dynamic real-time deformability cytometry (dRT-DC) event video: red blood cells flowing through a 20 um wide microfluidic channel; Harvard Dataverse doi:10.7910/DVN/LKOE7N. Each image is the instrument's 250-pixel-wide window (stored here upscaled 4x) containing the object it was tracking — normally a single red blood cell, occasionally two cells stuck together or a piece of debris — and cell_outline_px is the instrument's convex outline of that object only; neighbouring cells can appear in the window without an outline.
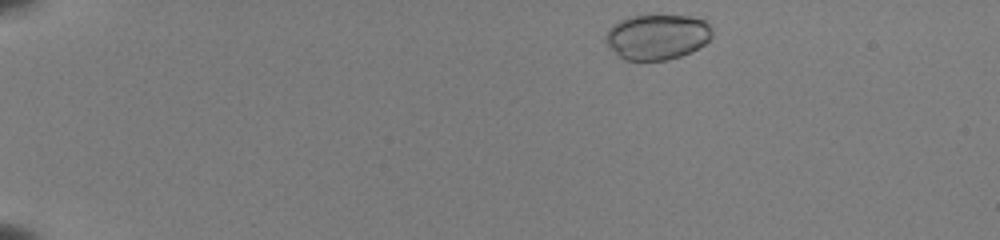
{"species": "common noctule bat (a hibernating species)", "species_latin": "Nyctalus noctula", "temperature_condition": "room temperature", "stored_images_in_passage": 45, "camera_frame_rate_fps": 3000, "um_per_image_px": 0.085, "animal": {"sex": "female", "body_mass_g": 22.0, "forearm_length_mm": 56.7}, "frame": {"image": 1, "passage_image": 2, "time_ms": 0.333, "image_size_px": [1000, 240], "cell_outline_px": [[712, 36], [704, 44], [692, 52], [668, 60], [624, 60], [616, 56], [604, 40], [604, 36], [608, 28], [612, 24], [628, 16], [688, 16], [704, 20], [712, 28]], "centroid_in_image_um": [55.81, 3.14], "position_along_channel_um": 29.2, "area_um2": 28.38}}
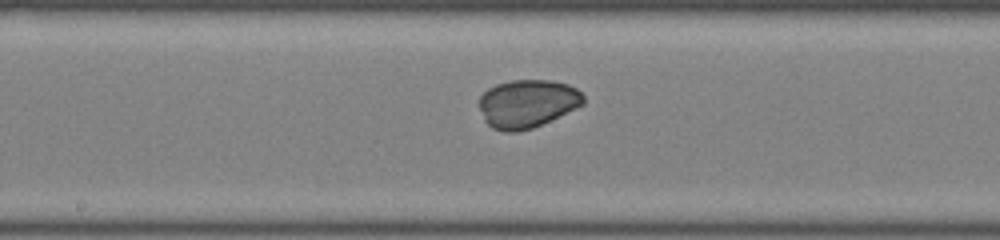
{"frame": {"image": 2, "passage_image": 23, "time_ms": 7.333, "image_size_px": [1000, 240], "cell_outline_px": [[584, 104], [576, 108], [532, 128], [516, 132], [504, 132], [492, 128], [484, 120], [480, 108], [480, 96], [488, 88], [496, 84], [512, 80], [552, 80], [568, 84], [576, 88], [584, 96]], "centroid_in_image_um": [44.81, 8.8], "position_along_channel_um": 203.4, "area_um2": 29.19}}
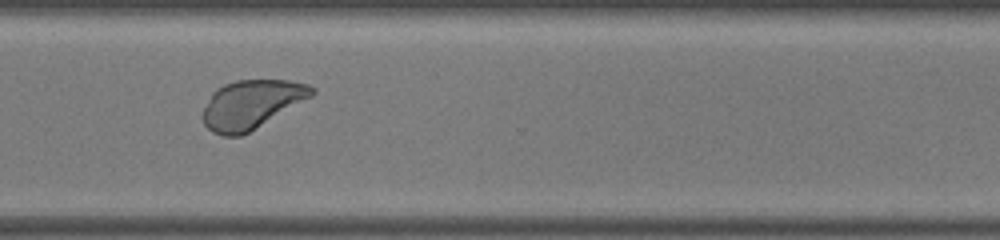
{"frame": {"image": 3, "passage_image": 34, "time_ms": 11.0, "image_size_px": [1000, 240], "cell_outline_px": [[316, 92], [312, 96], [248, 132], [240, 136], [224, 136], [212, 132], [204, 124], [200, 116], [200, 112], [212, 92], [216, 88], [224, 84], [236, 80], [288, 80], [308, 84], [316, 88]], "centroid_in_image_um": [21.32, 8.86], "position_along_channel_um": 349.3, "area_um2": 30.98}, "authors_computed_cell_mechanics": {"area_um2": 29.8248, "velocity_mm_per_s": 3.9744, "shape_relaxation_time_tau1_ms": 2.638, "shape_relaxation_time_tau2_ms": 4.1278, "deformation_change_tau1": 0.1421, "deformation_change_tau2": 0.0684}}